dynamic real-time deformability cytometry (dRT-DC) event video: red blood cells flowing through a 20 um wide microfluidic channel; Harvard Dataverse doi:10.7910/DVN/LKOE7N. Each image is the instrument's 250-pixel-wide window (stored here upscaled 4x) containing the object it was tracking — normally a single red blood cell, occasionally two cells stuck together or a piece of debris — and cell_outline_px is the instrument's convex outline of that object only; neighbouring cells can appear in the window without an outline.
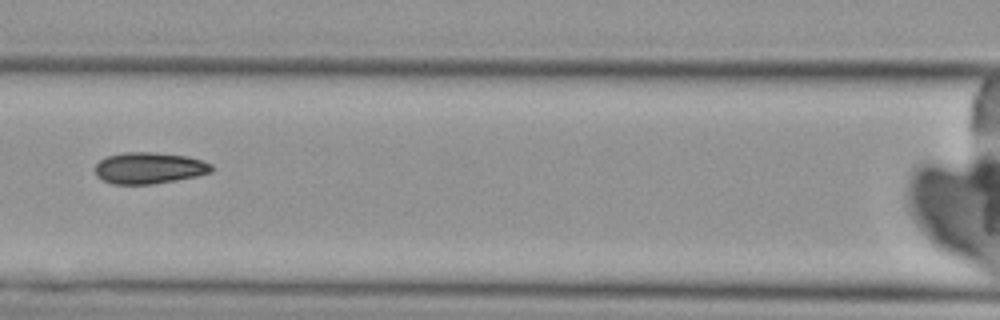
{"species": "Egyptian fruit bat (a non-hibernating species)", "species_latin": "Rousettus aegyptiacus", "temperature_condition": "cold", "stored_images_in_passage": 8, "camera_frame_rate_fps": 3000, "um_per_image_px": 0.085, "animal": {"sex": "female"}, "frame": {"image": 1, "passage_image": 8, "time_ms": 8.0, "image_size_px": [1000, 320], "cell_outline_px": [[212, 172], [196, 176], [176, 180], [152, 184], [112, 184], [96, 176], [96, 164], [100, 160], [108, 156], [124, 152], [152, 152], [188, 156], [212, 164]], "centroid_in_image_um": [12.68, 14.28], "position_along_channel_um": 153.9, "area_um2": 21.21}}